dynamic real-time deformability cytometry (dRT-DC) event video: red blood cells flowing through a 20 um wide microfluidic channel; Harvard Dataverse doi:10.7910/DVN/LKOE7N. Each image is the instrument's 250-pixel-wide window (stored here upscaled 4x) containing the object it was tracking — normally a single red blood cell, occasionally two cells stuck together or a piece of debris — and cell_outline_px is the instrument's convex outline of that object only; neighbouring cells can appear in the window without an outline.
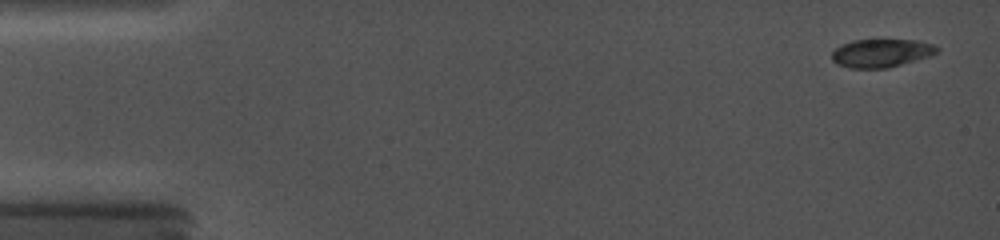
{"species": "common noctule bat (a hibernating species)", "species_latin": "Nyctalus noctula", "temperature_condition": "cold", "stored_images_in_passage": 22, "camera_frame_rate_fps": 5000, "um_per_image_px": 0.085, "animal": {"sex": "female", "body_mass_g": 19.0, "forearm_length_mm": 56.7}, "frame": {"image": 1, "passage_image": 1, "time_ms": 0.0, "image_size_px": [1000, 240], "cell_outline_px": [[940, 48], [932, 56], [888, 68], [848, 68], [836, 64], [832, 60], [832, 52], [840, 44], [852, 40], [916, 40], [936, 44]], "centroid_in_image_um": [74.92, 4.51], "position_along_channel_um": 10.1, "area_um2": 17.57}}
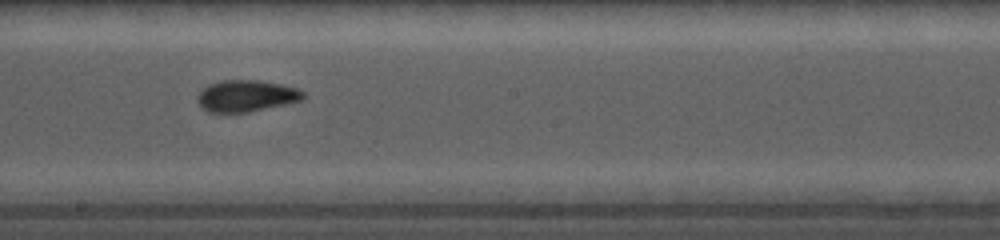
{"frame": {"image": 2, "passage_image": 13, "time_ms": 9.2, "image_size_px": [1000, 240], "cell_outline_px": [[304, 96], [300, 100], [284, 104], [248, 112], [208, 112], [200, 108], [196, 100], [196, 96], [208, 84], [224, 80], [260, 80], [280, 84], [296, 88], [304, 92]], "centroid_in_image_um": [20.87, 8.15], "position_along_channel_um": 227.3, "area_um2": 19.36}}
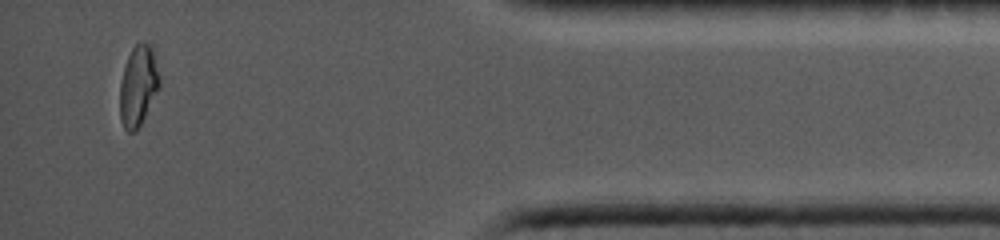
{"frame": {"image": 3, "passage_image": 21, "time_ms": 15.2, "image_size_px": [1000, 240], "cell_outline_px": [[160, 84], [136, 132], [128, 132], [124, 128], [120, 120], [120, 80], [124, 64], [132, 48], [140, 40], [148, 44], [152, 48], [160, 76]], "centroid_in_image_um": [11.72, 7.26], "position_along_channel_um": 423.5, "area_um2": 18.5}}